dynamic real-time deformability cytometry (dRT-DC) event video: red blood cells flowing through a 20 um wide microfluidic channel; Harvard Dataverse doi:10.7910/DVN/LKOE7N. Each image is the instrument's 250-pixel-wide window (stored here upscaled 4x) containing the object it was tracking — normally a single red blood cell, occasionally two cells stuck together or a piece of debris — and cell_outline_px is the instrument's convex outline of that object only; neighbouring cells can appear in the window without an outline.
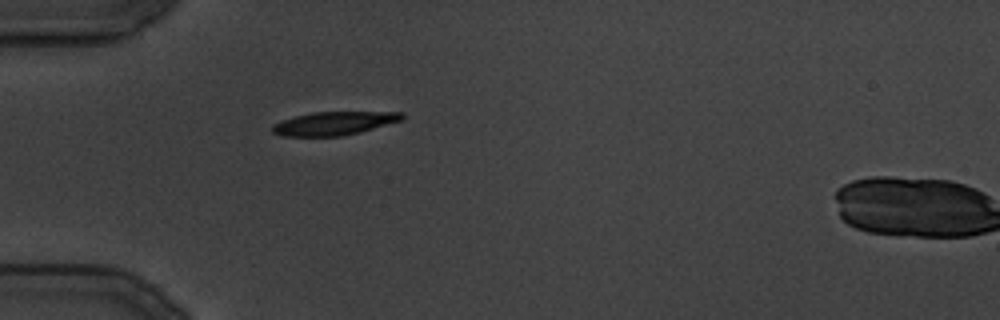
{"species": "common noctule bat (a hibernating species)", "species_latin": "Nyctalus noctula", "temperature_condition": "cold", "stored_images_in_passage": 25, "camera_frame_rate_fps": 3000, "um_per_image_px": 0.085, "animal": {"sex": "male", "body_mass_g": 19.5, "forearm_length_mm": 54.6}, "frame": {"image": 1, "passage_image": 1, "time_ms": 0.0, "image_size_px": [1000, 320], "cell_outline_px": [[404, 120], [360, 132], [344, 136], [280, 136], [272, 132], [272, 124], [296, 116], [312, 112], [404, 112]], "centroid_in_image_um": [28.42, 10.49], "position_along_channel_um": 56.6, "area_um2": 17.74}}
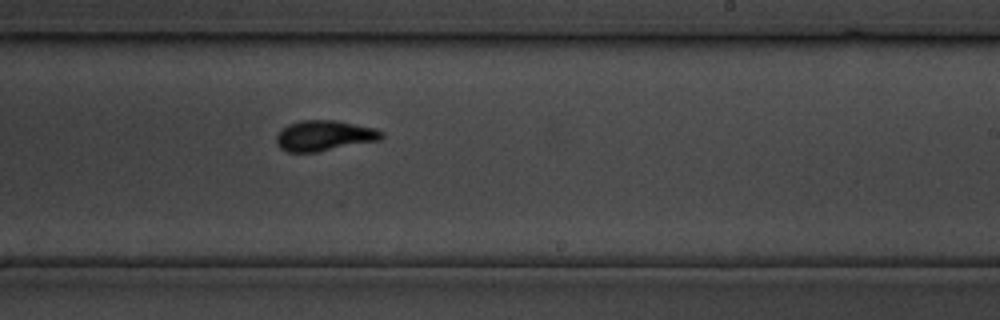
{"frame": {"image": 2, "passage_image": 12, "time_ms": 13.333, "image_size_px": [1000, 320], "cell_outline_px": [[384, 136], [380, 140], [316, 152], [288, 152], [280, 148], [276, 144], [276, 136], [288, 124], [300, 120], [336, 120], [376, 128], [384, 132]], "centroid_in_image_um": [27.58, 11.53], "position_along_channel_um": 261.4, "area_um2": 18.73}}
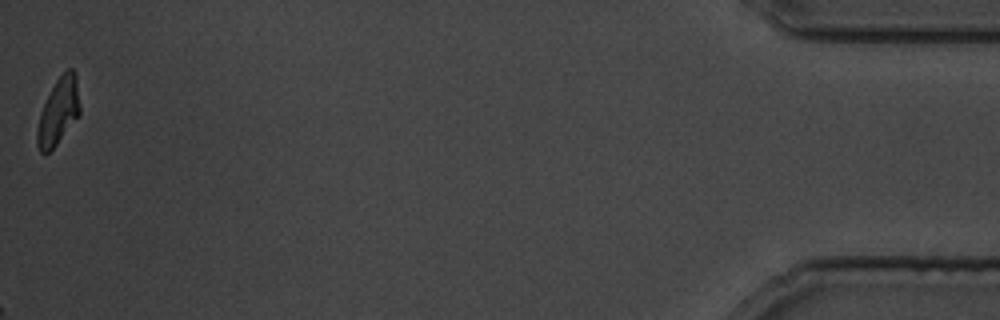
{"frame": {"image": 3, "passage_image": 25, "time_ms": 29.333, "image_size_px": [1000, 320], "cell_outline_px": [[80, 112], [56, 144], [48, 152], [40, 152], [36, 144], [36, 132], [40, 112], [56, 80], [68, 68], [72, 68], [76, 76], [80, 108]], "centroid_in_image_um": [4.94, 9.46], "position_along_channel_um": 430.3, "area_um2": 16.07}}